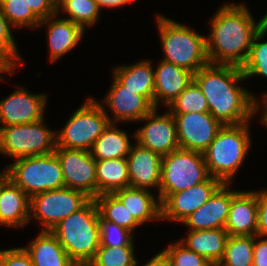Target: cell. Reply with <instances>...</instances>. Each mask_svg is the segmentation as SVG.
Instances as JSON below:
<instances>
[{"mask_svg":"<svg viewBox=\"0 0 267 266\" xmlns=\"http://www.w3.org/2000/svg\"><path fill=\"white\" fill-rule=\"evenodd\" d=\"M167 107L171 114L209 112L206 97L194 80Z\"/></svg>","mask_w":267,"mask_h":266,"instance_id":"1f68e13d","label":"cell"},{"mask_svg":"<svg viewBox=\"0 0 267 266\" xmlns=\"http://www.w3.org/2000/svg\"><path fill=\"white\" fill-rule=\"evenodd\" d=\"M56 16H58V13L41 20L39 25H48L49 58L52 62L71 51L81 40L84 32H86L71 20L56 18Z\"/></svg>","mask_w":267,"mask_h":266,"instance_id":"7402d4cb","label":"cell"},{"mask_svg":"<svg viewBox=\"0 0 267 266\" xmlns=\"http://www.w3.org/2000/svg\"><path fill=\"white\" fill-rule=\"evenodd\" d=\"M2 173L30 198L45 191L65 187L61 165L55 152L16 159Z\"/></svg>","mask_w":267,"mask_h":266,"instance_id":"8992f818","label":"cell"},{"mask_svg":"<svg viewBox=\"0 0 267 266\" xmlns=\"http://www.w3.org/2000/svg\"><path fill=\"white\" fill-rule=\"evenodd\" d=\"M193 80L205 95L209 112L223 126L245 123L260 108L254 95L238 86L246 80L240 67L208 64L194 73Z\"/></svg>","mask_w":267,"mask_h":266,"instance_id":"6da1fadb","label":"cell"},{"mask_svg":"<svg viewBox=\"0 0 267 266\" xmlns=\"http://www.w3.org/2000/svg\"><path fill=\"white\" fill-rule=\"evenodd\" d=\"M162 59L196 73L209 64L206 37L163 15H157Z\"/></svg>","mask_w":267,"mask_h":266,"instance_id":"5b68a950","label":"cell"},{"mask_svg":"<svg viewBox=\"0 0 267 266\" xmlns=\"http://www.w3.org/2000/svg\"><path fill=\"white\" fill-rule=\"evenodd\" d=\"M264 95V100L262 101L264 104H265V107L261 106L260 109H263V114H262V118H261V121L264 125L267 126V93L266 94H263Z\"/></svg>","mask_w":267,"mask_h":266,"instance_id":"bcb514c9","label":"cell"},{"mask_svg":"<svg viewBox=\"0 0 267 266\" xmlns=\"http://www.w3.org/2000/svg\"><path fill=\"white\" fill-rule=\"evenodd\" d=\"M100 245L108 247L133 246V234L110 221H99Z\"/></svg>","mask_w":267,"mask_h":266,"instance_id":"d590c367","label":"cell"},{"mask_svg":"<svg viewBox=\"0 0 267 266\" xmlns=\"http://www.w3.org/2000/svg\"><path fill=\"white\" fill-rule=\"evenodd\" d=\"M0 6L13 27L40 28L41 20L32 12L27 0H2Z\"/></svg>","mask_w":267,"mask_h":266,"instance_id":"e575fe53","label":"cell"},{"mask_svg":"<svg viewBox=\"0 0 267 266\" xmlns=\"http://www.w3.org/2000/svg\"><path fill=\"white\" fill-rule=\"evenodd\" d=\"M57 13L62 9L72 22L85 28L94 25L99 17L100 9L95 0H56ZM61 8V9H60Z\"/></svg>","mask_w":267,"mask_h":266,"instance_id":"4dcf8cb0","label":"cell"},{"mask_svg":"<svg viewBox=\"0 0 267 266\" xmlns=\"http://www.w3.org/2000/svg\"><path fill=\"white\" fill-rule=\"evenodd\" d=\"M129 172V187L160 189L162 156L136 143L126 157Z\"/></svg>","mask_w":267,"mask_h":266,"instance_id":"e0dca14e","label":"cell"},{"mask_svg":"<svg viewBox=\"0 0 267 266\" xmlns=\"http://www.w3.org/2000/svg\"><path fill=\"white\" fill-rule=\"evenodd\" d=\"M209 173L201 152L178 148L162 156L158 199L162 203L171 193L187 190L205 181Z\"/></svg>","mask_w":267,"mask_h":266,"instance_id":"52a82bcc","label":"cell"},{"mask_svg":"<svg viewBox=\"0 0 267 266\" xmlns=\"http://www.w3.org/2000/svg\"><path fill=\"white\" fill-rule=\"evenodd\" d=\"M151 61H138L136 64L121 65L113 70L115 77L126 89L144 96L154 106V69Z\"/></svg>","mask_w":267,"mask_h":266,"instance_id":"cb8c5ba5","label":"cell"},{"mask_svg":"<svg viewBox=\"0 0 267 266\" xmlns=\"http://www.w3.org/2000/svg\"><path fill=\"white\" fill-rule=\"evenodd\" d=\"M254 236H231L217 266H253Z\"/></svg>","mask_w":267,"mask_h":266,"instance_id":"f546056e","label":"cell"},{"mask_svg":"<svg viewBox=\"0 0 267 266\" xmlns=\"http://www.w3.org/2000/svg\"><path fill=\"white\" fill-rule=\"evenodd\" d=\"M256 191H240L232 198L225 230L231 236H257Z\"/></svg>","mask_w":267,"mask_h":266,"instance_id":"ffe728a7","label":"cell"},{"mask_svg":"<svg viewBox=\"0 0 267 266\" xmlns=\"http://www.w3.org/2000/svg\"><path fill=\"white\" fill-rule=\"evenodd\" d=\"M44 119L31 124L0 127V152L8 157L46 155L57 148L56 132L44 125Z\"/></svg>","mask_w":267,"mask_h":266,"instance_id":"9c48e42d","label":"cell"},{"mask_svg":"<svg viewBox=\"0 0 267 266\" xmlns=\"http://www.w3.org/2000/svg\"><path fill=\"white\" fill-rule=\"evenodd\" d=\"M266 32V27L262 26L253 38L248 58L241 67L246 79L254 75H261L267 78V41H258L262 40Z\"/></svg>","mask_w":267,"mask_h":266,"instance_id":"d6a6232c","label":"cell"},{"mask_svg":"<svg viewBox=\"0 0 267 266\" xmlns=\"http://www.w3.org/2000/svg\"><path fill=\"white\" fill-rule=\"evenodd\" d=\"M211 33L206 36L209 64L242 67L249 55L253 38L263 26L257 23L244 4L226 3L211 21Z\"/></svg>","mask_w":267,"mask_h":266,"instance_id":"7a4b0ae2","label":"cell"},{"mask_svg":"<svg viewBox=\"0 0 267 266\" xmlns=\"http://www.w3.org/2000/svg\"><path fill=\"white\" fill-rule=\"evenodd\" d=\"M259 236H254V247H253V266H267V237L262 238L258 242Z\"/></svg>","mask_w":267,"mask_h":266,"instance_id":"b9f144b4","label":"cell"},{"mask_svg":"<svg viewBox=\"0 0 267 266\" xmlns=\"http://www.w3.org/2000/svg\"><path fill=\"white\" fill-rule=\"evenodd\" d=\"M170 266H212L202 255L187 249L179 241L163 249Z\"/></svg>","mask_w":267,"mask_h":266,"instance_id":"8d00e7d4","label":"cell"},{"mask_svg":"<svg viewBox=\"0 0 267 266\" xmlns=\"http://www.w3.org/2000/svg\"><path fill=\"white\" fill-rule=\"evenodd\" d=\"M110 119L104 106L90 97L57 133V147L90 151Z\"/></svg>","mask_w":267,"mask_h":266,"instance_id":"ba28073f","label":"cell"},{"mask_svg":"<svg viewBox=\"0 0 267 266\" xmlns=\"http://www.w3.org/2000/svg\"><path fill=\"white\" fill-rule=\"evenodd\" d=\"M95 201L100 214L99 221L113 222L131 233L141 225L114 193L98 195Z\"/></svg>","mask_w":267,"mask_h":266,"instance_id":"f1b7e54d","label":"cell"},{"mask_svg":"<svg viewBox=\"0 0 267 266\" xmlns=\"http://www.w3.org/2000/svg\"><path fill=\"white\" fill-rule=\"evenodd\" d=\"M263 18V26L267 29V13L262 17Z\"/></svg>","mask_w":267,"mask_h":266,"instance_id":"7dc6e473","label":"cell"},{"mask_svg":"<svg viewBox=\"0 0 267 266\" xmlns=\"http://www.w3.org/2000/svg\"><path fill=\"white\" fill-rule=\"evenodd\" d=\"M55 154L61 165L65 187L97 197L96 161L90 151L57 147Z\"/></svg>","mask_w":267,"mask_h":266,"instance_id":"8fae6325","label":"cell"},{"mask_svg":"<svg viewBox=\"0 0 267 266\" xmlns=\"http://www.w3.org/2000/svg\"><path fill=\"white\" fill-rule=\"evenodd\" d=\"M133 246L108 247L100 245L87 266H136Z\"/></svg>","mask_w":267,"mask_h":266,"instance_id":"836d02e7","label":"cell"},{"mask_svg":"<svg viewBox=\"0 0 267 266\" xmlns=\"http://www.w3.org/2000/svg\"><path fill=\"white\" fill-rule=\"evenodd\" d=\"M30 197L0 173V225L24 227L30 222Z\"/></svg>","mask_w":267,"mask_h":266,"instance_id":"d6986e66","label":"cell"},{"mask_svg":"<svg viewBox=\"0 0 267 266\" xmlns=\"http://www.w3.org/2000/svg\"><path fill=\"white\" fill-rule=\"evenodd\" d=\"M97 196L129 187L126 158L96 161Z\"/></svg>","mask_w":267,"mask_h":266,"instance_id":"83f0119b","label":"cell"},{"mask_svg":"<svg viewBox=\"0 0 267 266\" xmlns=\"http://www.w3.org/2000/svg\"><path fill=\"white\" fill-rule=\"evenodd\" d=\"M34 266H77L50 231H42L24 247Z\"/></svg>","mask_w":267,"mask_h":266,"instance_id":"d4e9b609","label":"cell"},{"mask_svg":"<svg viewBox=\"0 0 267 266\" xmlns=\"http://www.w3.org/2000/svg\"><path fill=\"white\" fill-rule=\"evenodd\" d=\"M222 184L220 179L209 176L205 181L187 190L171 193L161 203V220L183 222L207 202Z\"/></svg>","mask_w":267,"mask_h":266,"instance_id":"4fadbf2b","label":"cell"},{"mask_svg":"<svg viewBox=\"0 0 267 266\" xmlns=\"http://www.w3.org/2000/svg\"><path fill=\"white\" fill-rule=\"evenodd\" d=\"M13 26L4 16L0 6V51L16 66L17 61H21V57L18 54L19 51L16 48L14 37L12 36L11 28Z\"/></svg>","mask_w":267,"mask_h":266,"instance_id":"74e56055","label":"cell"},{"mask_svg":"<svg viewBox=\"0 0 267 266\" xmlns=\"http://www.w3.org/2000/svg\"><path fill=\"white\" fill-rule=\"evenodd\" d=\"M113 81L110 91L103 99L114 114L111 123L141 120L155 108L144 96L126 89L115 77Z\"/></svg>","mask_w":267,"mask_h":266,"instance_id":"ac0fdd59","label":"cell"},{"mask_svg":"<svg viewBox=\"0 0 267 266\" xmlns=\"http://www.w3.org/2000/svg\"><path fill=\"white\" fill-rule=\"evenodd\" d=\"M133 1H135V0H95L98 8L100 10L103 7L114 8V7H119V6L125 5L129 2L131 3Z\"/></svg>","mask_w":267,"mask_h":266,"instance_id":"f6af8a7d","label":"cell"},{"mask_svg":"<svg viewBox=\"0 0 267 266\" xmlns=\"http://www.w3.org/2000/svg\"><path fill=\"white\" fill-rule=\"evenodd\" d=\"M125 131L110 123L94 142L90 153L95 161L126 158L130 153L131 144Z\"/></svg>","mask_w":267,"mask_h":266,"instance_id":"4316f807","label":"cell"},{"mask_svg":"<svg viewBox=\"0 0 267 266\" xmlns=\"http://www.w3.org/2000/svg\"><path fill=\"white\" fill-rule=\"evenodd\" d=\"M248 122L224 125L203 152L211 177L218 178L223 183H231L250 149L251 137Z\"/></svg>","mask_w":267,"mask_h":266,"instance_id":"277c9868","label":"cell"},{"mask_svg":"<svg viewBox=\"0 0 267 266\" xmlns=\"http://www.w3.org/2000/svg\"><path fill=\"white\" fill-rule=\"evenodd\" d=\"M99 219L97 203L90 199L50 230L77 265H88L100 246Z\"/></svg>","mask_w":267,"mask_h":266,"instance_id":"3957f363","label":"cell"},{"mask_svg":"<svg viewBox=\"0 0 267 266\" xmlns=\"http://www.w3.org/2000/svg\"><path fill=\"white\" fill-rule=\"evenodd\" d=\"M229 234L225 228L190 230L179 242L187 249L204 256L211 265H218L224 255Z\"/></svg>","mask_w":267,"mask_h":266,"instance_id":"603a6c76","label":"cell"},{"mask_svg":"<svg viewBox=\"0 0 267 266\" xmlns=\"http://www.w3.org/2000/svg\"><path fill=\"white\" fill-rule=\"evenodd\" d=\"M114 194L141 225L151 219H161V202L155 199L150 189L126 187Z\"/></svg>","mask_w":267,"mask_h":266,"instance_id":"484cf974","label":"cell"},{"mask_svg":"<svg viewBox=\"0 0 267 266\" xmlns=\"http://www.w3.org/2000/svg\"><path fill=\"white\" fill-rule=\"evenodd\" d=\"M0 266H34L24 247L0 250Z\"/></svg>","mask_w":267,"mask_h":266,"instance_id":"f35d334b","label":"cell"},{"mask_svg":"<svg viewBox=\"0 0 267 266\" xmlns=\"http://www.w3.org/2000/svg\"><path fill=\"white\" fill-rule=\"evenodd\" d=\"M157 108L144 116L141 121H148L145 126L134 133L135 141L161 156L180 148L174 116L167 111L158 115Z\"/></svg>","mask_w":267,"mask_h":266,"instance_id":"5bb4252c","label":"cell"},{"mask_svg":"<svg viewBox=\"0 0 267 266\" xmlns=\"http://www.w3.org/2000/svg\"><path fill=\"white\" fill-rule=\"evenodd\" d=\"M194 73L166 61H160L154 70V107L162 102L167 106L191 83ZM161 100V101H160Z\"/></svg>","mask_w":267,"mask_h":266,"instance_id":"44dd1931","label":"cell"},{"mask_svg":"<svg viewBox=\"0 0 267 266\" xmlns=\"http://www.w3.org/2000/svg\"><path fill=\"white\" fill-rule=\"evenodd\" d=\"M32 12L40 19L57 14L56 0H27Z\"/></svg>","mask_w":267,"mask_h":266,"instance_id":"60d3db41","label":"cell"},{"mask_svg":"<svg viewBox=\"0 0 267 266\" xmlns=\"http://www.w3.org/2000/svg\"><path fill=\"white\" fill-rule=\"evenodd\" d=\"M47 94H31L26 89L15 90L0 101V123L3 126L31 124L44 119Z\"/></svg>","mask_w":267,"mask_h":266,"instance_id":"9a60e30c","label":"cell"},{"mask_svg":"<svg viewBox=\"0 0 267 266\" xmlns=\"http://www.w3.org/2000/svg\"><path fill=\"white\" fill-rule=\"evenodd\" d=\"M16 66L0 51V73H11L14 71ZM4 78H2L0 74V80L3 81Z\"/></svg>","mask_w":267,"mask_h":266,"instance_id":"ee69618b","label":"cell"},{"mask_svg":"<svg viewBox=\"0 0 267 266\" xmlns=\"http://www.w3.org/2000/svg\"><path fill=\"white\" fill-rule=\"evenodd\" d=\"M90 199L84 192L67 187L45 191L30 198L29 217L39 220L40 226L44 227L42 231H50Z\"/></svg>","mask_w":267,"mask_h":266,"instance_id":"30bf717a","label":"cell"},{"mask_svg":"<svg viewBox=\"0 0 267 266\" xmlns=\"http://www.w3.org/2000/svg\"><path fill=\"white\" fill-rule=\"evenodd\" d=\"M258 214L257 236L267 237V190L256 191Z\"/></svg>","mask_w":267,"mask_h":266,"instance_id":"ab89813d","label":"cell"},{"mask_svg":"<svg viewBox=\"0 0 267 266\" xmlns=\"http://www.w3.org/2000/svg\"><path fill=\"white\" fill-rule=\"evenodd\" d=\"M175 118L179 147L203 153L223 125L210 112L172 114Z\"/></svg>","mask_w":267,"mask_h":266,"instance_id":"7c38bea8","label":"cell"},{"mask_svg":"<svg viewBox=\"0 0 267 266\" xmlns=\"http://www.w3.org/2000/svg\"><path fill=\"white\" fill-rule=\"evenodd\" d=\"M228 185L230 183H223L207 202L190 214L182 223L190 230L225 228L231 200L239 192L231 191Z\"/></svg>","mask_w":267,"mask_h":266,"instance_id":"2e32d148","label":"cell"},{"mask_svg":"<svg viewBox=\"0 0 267 266\" xmlns=\"http://www.w3.org/2000/svg\"><path fill=\"white\" fill-rule=\"evenodd\" d=\"M144 266H170V261L164 251H162L154 255Z\"/></svg>","mask_w":267,"mask_h":266,"instance_id":"7bdbcfd3","label":"cell"}]
</instances>
